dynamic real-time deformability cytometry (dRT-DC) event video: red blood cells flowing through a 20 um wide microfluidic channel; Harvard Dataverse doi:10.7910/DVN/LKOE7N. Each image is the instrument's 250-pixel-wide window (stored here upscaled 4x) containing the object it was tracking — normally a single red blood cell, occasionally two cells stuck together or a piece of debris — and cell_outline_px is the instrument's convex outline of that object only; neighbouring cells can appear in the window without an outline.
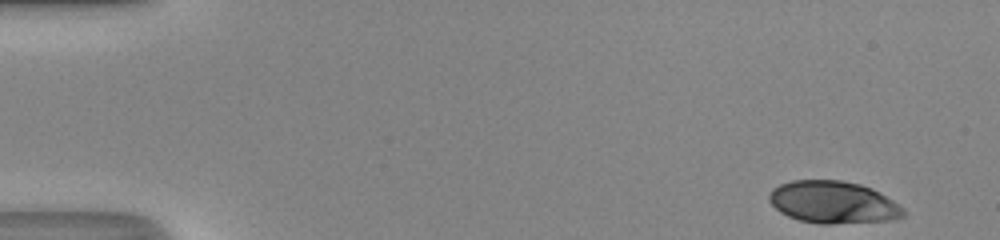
{"species": "human", "species_latin": "Homo sapiens", "temperature_condition": "room temperature", "stored_images_in_passage": 46, "camera_frame_rate_fps": 3000, "um_per_image_px": 0.085, "donor": {"sex": "male"}, "frame": {"image": 1, "passage_image": 1, "time_ms": 0.0, "image_size_px": [1000, 240], "cell_outline_px": [[904, 216], [896, 220], [832, 224], [820, 224], [800, 220], [788, 216], [780, 212], [768, 200], [768, 196], [772, 188], [780, 184], [792, 180], [840, 180], [860, 184], [872, 188], [892, 200], [904, 208]], "centroid_in_image_um": [70.82, 17.2], "position_along_channel_um": 14.2, "area_um2": 33.23}}
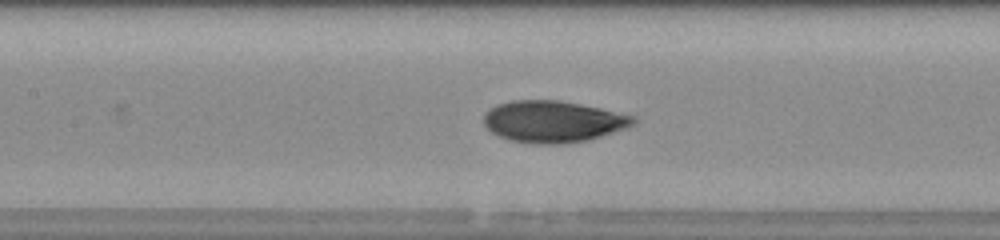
{"frame": {"image": 2, "passage_image": 21, "time_ms": 6.667, "image_size_px": [1000, 240], "cell_outline_px": [[636, 124], [628, 128], [588, 140], [564, 144], [536, 144], [512, 140], [500, 136], [492, 132], [484, 124], [484, 116], [496, 104], [512, 100], [560, 100], [600, 108], [636, 116]], "centroid_in_image_um": [47.06, 10.33], "position_along_channel_um": 160.3, "area_um2": 36.3}}
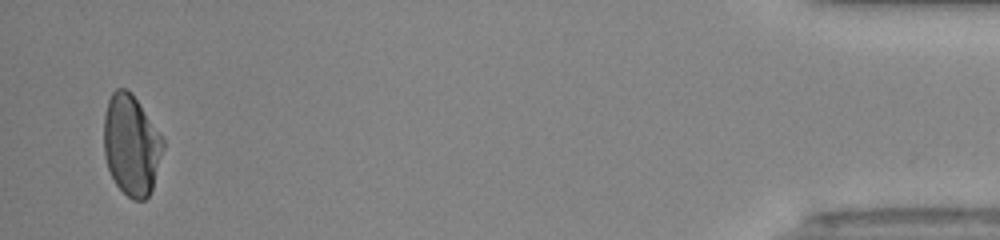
{"frame": {"image": 3, "passage_image": 45, "time_ms": 14.667, "image_size_px": [1000, 240], "cell_outline_px": [[164, 148], [152, 188], [148, 196], [144, 200], [132, 200], [116, 184], [108, 168], [104, 156], [104, 116], [108, 100], [112, 92], [116, 88], [124, 88], [132, 92], [164, 140]], "centroid_in_image_um": [11.15, 12.31], "position_along_channel_um": 424.0, "area_um2": 34.62}, "authors_computed_cell_mechanics": {"area_um2": 35.0846, "velocity_mm_per_s": 4.3166, "shape_relaxation_time_tau1_ms": 6.5009, "shape_relaxation_time_tau2_ms": 0.7374, "deformation_change_tau1": 0.2584, "deformation_change_tau2": 0.0349}}